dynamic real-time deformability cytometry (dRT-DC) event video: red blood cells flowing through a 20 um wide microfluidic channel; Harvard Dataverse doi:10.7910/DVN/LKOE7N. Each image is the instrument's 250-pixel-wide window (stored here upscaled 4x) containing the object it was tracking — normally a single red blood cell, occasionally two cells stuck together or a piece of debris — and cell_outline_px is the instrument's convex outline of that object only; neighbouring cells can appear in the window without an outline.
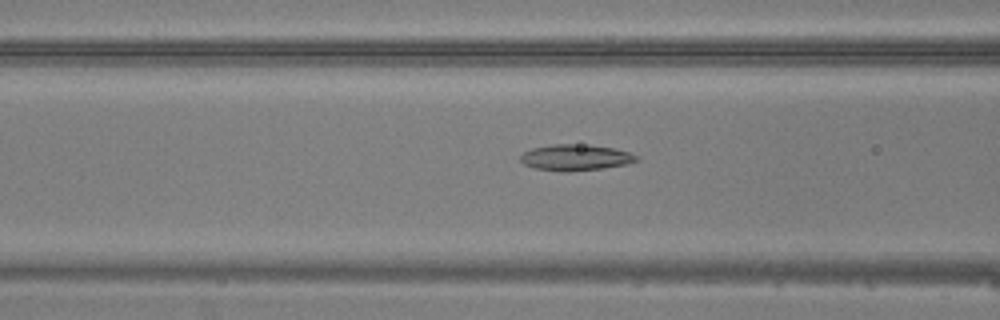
{"species": "common noctule bat (a hibernating species)", "species_latin": "Nyctalus noctula", "temperature_condition": "warm", "stored_images_in_passage": 48, "camera_frame_rate_fps": 3000, "um_per_image_px": 0.085, "animal": {"sex": "male", "body_mass_g": 20.5, "forearm_length_mm": 52.5}, "frame": {"image": 1, "passage_image": 20, "time_ms": 6.333, "image_size_px": [1000, 320], "cell_outline_px": [[640, 160], [628, 164], [600, 168], [568, 172], [560, 172], [536, 168], [524, 164], [520, 160], [520, 156], [524, 152], [532, 148], [552, 144], [588, 144], [612, 148], [628, 152], [640, 156]], "centroid_in_image_um": [48.94, 13.38], "position_along_channel_um": 117.7, "area_um2": 17.74}}
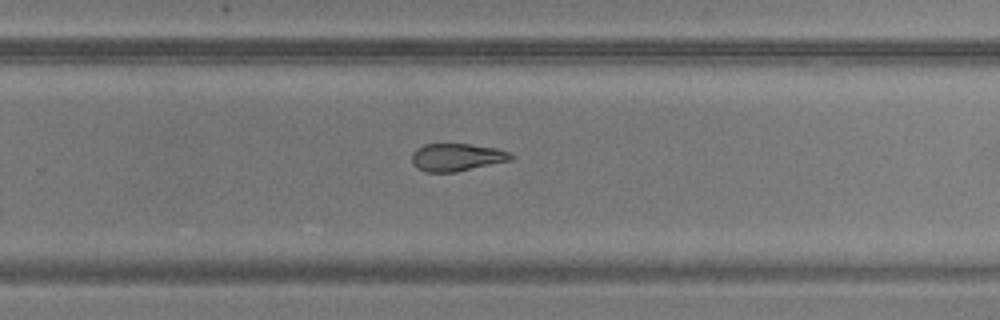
{"frame": {"image": 2, "passage_image": 32, "time_ms": 10.333, "image_size_px": [1000, 320], "cell_outline_px": [[516, 156], [512, 160], [456, 172], [424, 172], [416, 168], [412, 164], [412, 152], [416, 148], [424, 144], [468, 144], [496, 148], [508, 152]], "centroid_in_image_um": [38.8, 13.37], "position_along_channel_um": 291.0, "area_um2": 16.13}}
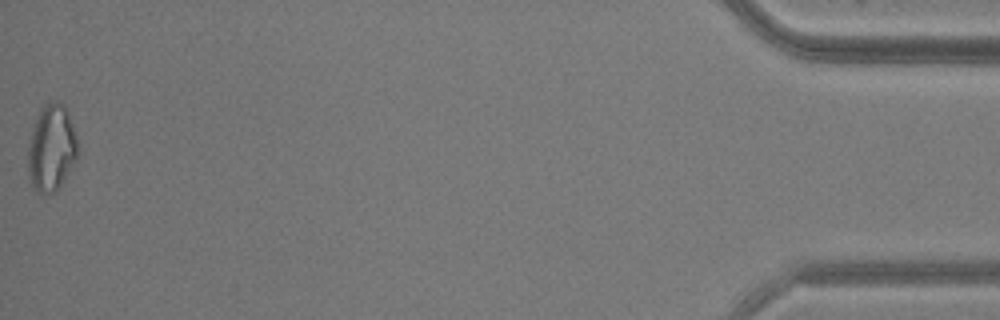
{"frame": {"image": 3, "passage_image": 48, "time_ms": 15.667, "image_size_px": [1000, 320], "cell_outline_px": [[80, 148], [76, 160], [60, 188], [56, 192], [36, 192], [32, 188], [28, 176], [28, 148], [32, 128], [40, 108], [44, 104], [52, 100], [56, 100], [64, 104], [68, 112]], "centroid_in_image_um": [4.38, 12.58], "position_along_channel_um": 430.8, "area_um2": 25.61}}